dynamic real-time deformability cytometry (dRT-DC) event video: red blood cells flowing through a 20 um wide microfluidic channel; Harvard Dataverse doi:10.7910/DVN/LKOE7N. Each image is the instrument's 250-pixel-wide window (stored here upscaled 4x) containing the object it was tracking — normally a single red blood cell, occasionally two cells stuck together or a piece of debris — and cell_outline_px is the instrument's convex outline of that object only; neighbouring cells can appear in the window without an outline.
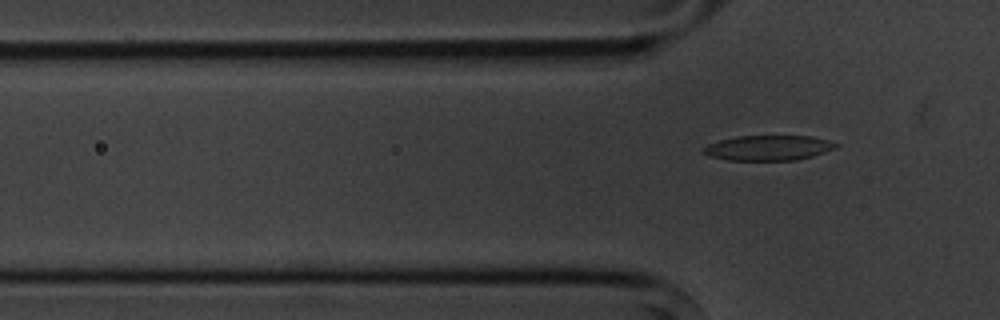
{"species": "common noctule bat (a hibernating species)", "species_latin": "Nyctalus noctula", "temperature_condition": "cold", "stored_images_in_passage": 3, "segment_of_instrument_passage": [2, 2], "camera_frame_rate_fps": 3000, "um_per_image_px": 0.085, "animal": {"sex": "male", "body_mass_g": 20.1, "forearm_length_mm": 53.5}, "frame": {"image": 1, "passage_image": 3, "time_ms": 2.333, "image_size_px": [1000, 320], "cell_outline_px": [[840, 144], [836, 148], [812, 156], [796, 160], [728, 160], [712, 156], [704, 152], [700, 148], [708, 144], [720, 140], [736, 136], [808, 136], [828, 140]], "centroid_in_image_um": [65.32, 12.56], "position_along_channel_um": 60.5, "area_um2": 19.25}}